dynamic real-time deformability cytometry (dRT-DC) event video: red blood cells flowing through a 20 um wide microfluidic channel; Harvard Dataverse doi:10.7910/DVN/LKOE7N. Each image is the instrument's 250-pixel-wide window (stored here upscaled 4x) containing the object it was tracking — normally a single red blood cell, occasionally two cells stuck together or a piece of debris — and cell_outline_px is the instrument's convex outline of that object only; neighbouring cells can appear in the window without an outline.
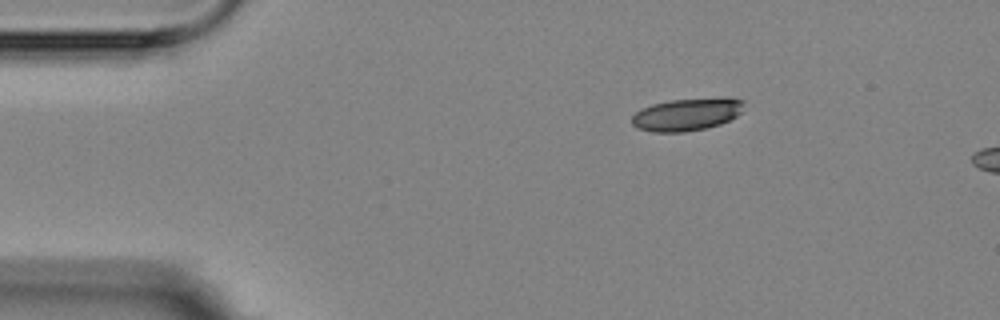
{"species": "Egyptian fruit bat (a non-hibernating species)", "species_latin": "Rousettus aegyptiacus", "temperature_condition": "room temperature", "stored_images_in_passage": 3, "camera_frame_rate_fps": 3000, "um_per_image_px": 0.085, "animal": {"sex": "female"}, "frame": {"image": 1, "passage_image": 1, "time_ms": 0.0, "image_size_px": [1000, 320], "cell_outline_px": [[744, 100], [740, 112], [736, 116], [720, 124], [704, 128], [684, 132], [652, 132], [636, 128], [632, 124], [632, 116], [640, 108], [652, 104], [672, 100], [724, 96], [728, 96]], "centroid_in_image_um": [58.37, 9.7], "position_along_channel_um": 26.6, "area_um2": 21.44}}
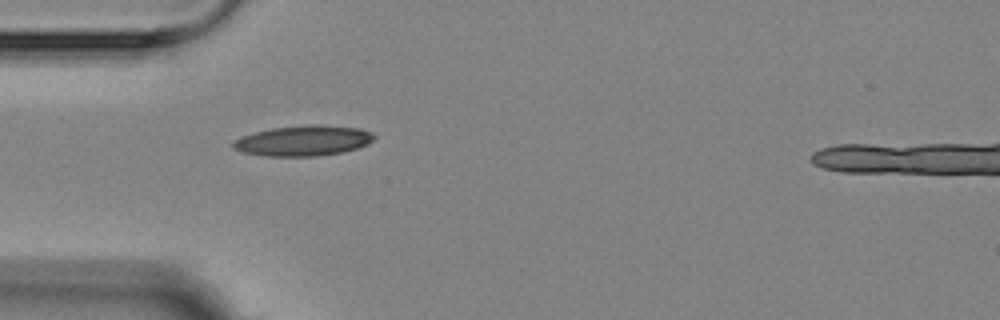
{"frame": {"image": 2, "passage_image": 3, "time_ms": 2.333, "image_size_px": [1000, 320], "cell_outline_px": [[376, 136], [368, 144], [344, 152], [316, 156], [264, 156], [240, 152], [232, 148], [232, 140], [240, 136], [272, 128], [308, 124], [316, 124], [360, 128], [372, 132]], "centroid_in_image_um": [25.75, 11.96], "position_along_channel_um": 59.3, "area_um2": 25.26}}